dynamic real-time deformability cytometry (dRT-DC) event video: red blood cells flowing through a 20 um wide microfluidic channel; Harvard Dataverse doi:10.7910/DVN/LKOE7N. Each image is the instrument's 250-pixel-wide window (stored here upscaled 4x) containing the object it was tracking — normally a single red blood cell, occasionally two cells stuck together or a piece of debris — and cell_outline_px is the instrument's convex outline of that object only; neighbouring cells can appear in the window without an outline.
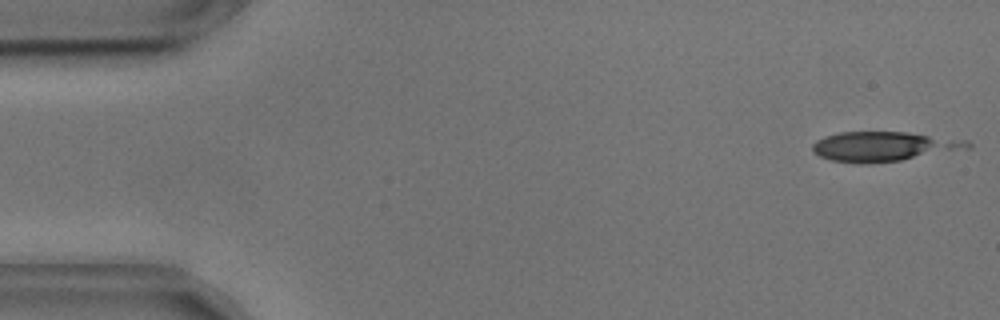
{"species": "common noctule bat (a hibernating species)", "species_latin": "Nyctalus noctula", "temperature_condition": "cold", "stored_images_in_passage": 2, "camera_frame_rate_fps": 3000, "um_per_image_px": 0.085, "animal": {"sex": "male", "body_mass_g": 17.9, "forearm_length_mm": 54.2}, "frame": {"image": 1, "passage_image": 1, "time_ms": 0.0, "image_size_px": [1000, 320], "cell_outline_px": [[972, 148], [900, 160], [860, 164], [832, 160], [820, 156], [812, 152], [812, 144], [816, 140], [824, 136], [840, 132], [908, 132], [968, 140], [972, 144]], "centroid_in_image_um": [75.12, 12.44], "position_along_channel_um": 9.9, "area_um2": 26.82}}